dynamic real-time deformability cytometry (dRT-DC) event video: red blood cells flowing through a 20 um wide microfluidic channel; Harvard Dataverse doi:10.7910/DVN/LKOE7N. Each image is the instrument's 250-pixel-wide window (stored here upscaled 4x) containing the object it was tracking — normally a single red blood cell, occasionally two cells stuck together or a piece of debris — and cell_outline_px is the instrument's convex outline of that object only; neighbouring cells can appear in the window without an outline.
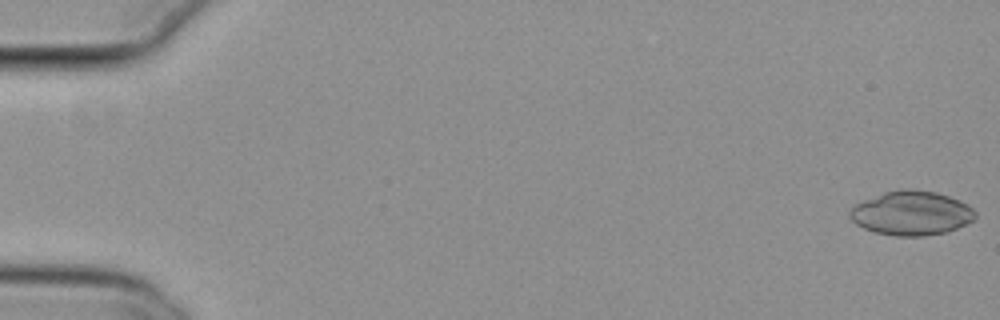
{"species": "common noctule bat (a hibernating species)", "species_latin": "Nyctalus noctula", "temperature_condition": "cold", "stored_images_in_passage": 9, "camera_frame_rate_fps": 3000, "um_per_image_px": 0.085, "animal": {"sex": "female", "body_mass_g": 29.2, "forearm_length_mm": 56.3}, "frame": {"image": 1, "passage_image": 1, "time_ms": 0.0, "image_size_px": [1000, 320], "cell_outline_px": [[976, 216], [968, 224], [944, 232], [924, 236], [896, 236], [876, 232], [864, 228], [856, 224], [848, 216], [848, 212], [856, 204], [864, 200], [884, 192], [908, 188], [912, 188], [936, 192], [960, 200], [972, 208], [976, 212]], "centroid_in_image_um": [77.47, 18.11], "position_along_channel_um": 7.5, "area_um2": 32.25}}